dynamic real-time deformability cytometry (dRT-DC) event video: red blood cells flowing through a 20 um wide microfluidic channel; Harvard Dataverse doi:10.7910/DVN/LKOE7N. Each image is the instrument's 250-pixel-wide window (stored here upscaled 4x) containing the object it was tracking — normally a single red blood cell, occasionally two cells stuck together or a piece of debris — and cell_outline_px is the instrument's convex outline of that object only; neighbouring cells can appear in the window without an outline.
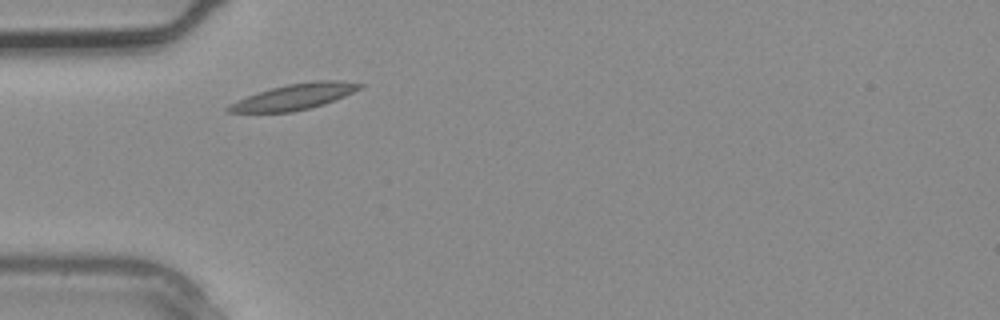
{"species": "common noctule bat (a hibernating species)", "species_latin": "Nyctalus noctula", "temperature_condition": "warm", "stored_images_in_passage": 2, "camera_frame_rate_fps": 3000, "um_per_image_px": 0.085, "animal": {"sex": "male", "body_mass_g": 20.4}, "frame": {"image": 1, "passage_image": 1, "time_ms": 0.0, "image_size_px": [1000, 320], "cell_outline_px": [[364, 84], [360, 88], [344, 96], [324, 104], [292, 112], [228, 112], [224, 108], [228, 104], [236, 100], [256, 92], [288, 84], [312, 80], [340, 80]], "centroid_in_image_um": [24.97, 8.21], "position_along_channel_um": 60.0, "area_um2": 19.71}}